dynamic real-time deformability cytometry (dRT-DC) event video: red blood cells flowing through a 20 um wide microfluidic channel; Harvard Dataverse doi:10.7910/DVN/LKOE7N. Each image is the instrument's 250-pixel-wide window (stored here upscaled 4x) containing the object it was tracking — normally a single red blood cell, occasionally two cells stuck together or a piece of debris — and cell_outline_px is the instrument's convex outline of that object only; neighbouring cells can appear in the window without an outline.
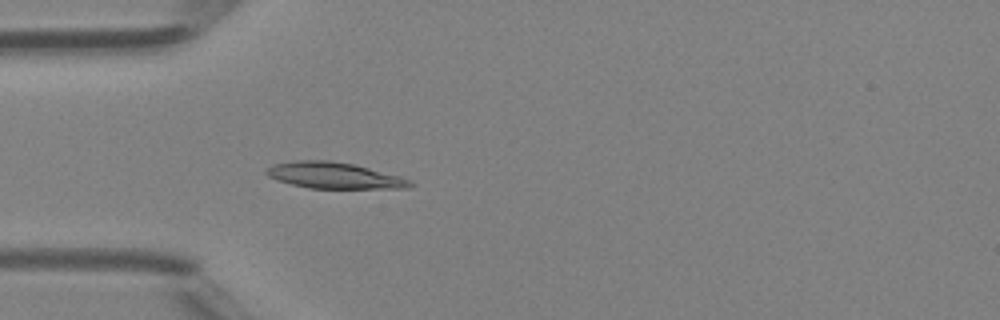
{"species": "Egyptian fruit bat (a non-hibernating species)", "species_latin": "Rousettus aegyptiacus", "temperature_condition": "room temperature", "stored_images_in_passage": 38, "camera_frame_rate_fps": 3000, "um_per_image_px": 0.085, "animal": {"sex": "female"}, "frame": {"image": 1, "passage_image": 5, "time_ms": 1.333, "image_size_px": [1000, 320], "cell_outline_px": [[416, 184], [408, 188], [308, 188], [276, 180], [268, 176], [264, 172], [272, 164], [296, 160], [328, 160], [352, 164], [400, 176], [412, 180]], "centroid_in_image_um": [28.4, 14.91], "position_along_channel_um": 56.6, "area_um2": 21.91}}
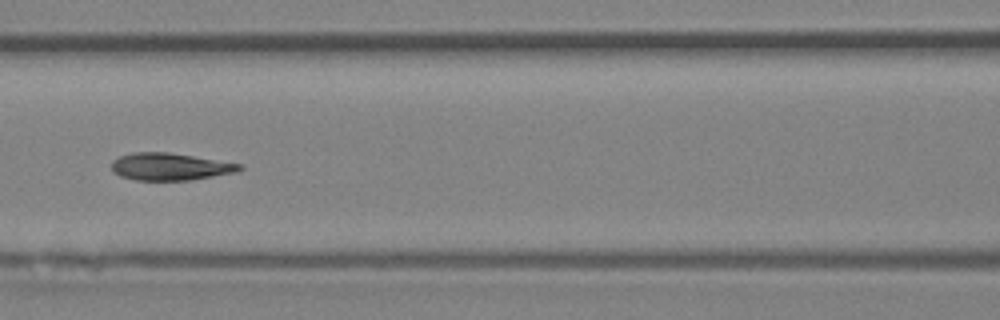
{"frame": {"image": 2, "passage_image": 12, "time_ms": 3.667, "image_size_px": [1000, 320], "cell_outline_px": [[244, 168], [236, 172], [188, 180], [136, 180], [120, 176], [112, 172], [112, 160], [120, 156], [132, 152], [168, 152], [244, 164]], "centroid_in_image_um": [14.45, 14.16], "position_along_channel_um": 152.2, "area_um2": 20.35}}
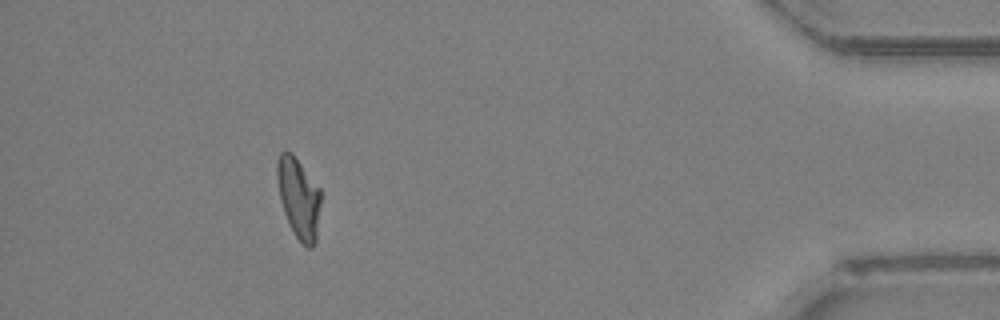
{"frame": {"image": 3, "passage_image": 34, "time_ms": 11.0, "image_size_px": [1000, 320], "cell_outline_px": [[320, 204], [316, 240], [312, 248], [308, 248], [296, 236], [284, 212], [280, 200], [276, 176], [276, 160], [280, 152], [292, 152], [320, 188]], "centroid_in_image_um": [25.38, 16.78], "position_along_channel_um": 409.8, "area_um2": 20.35}, "authors_computed_cell_mechanics": {"area_um2": 20.7791, "velocity_mm_per_s": 4.3187, "shape_relaxation_time_tau1_ms": 7.3111, "shape_relaxation_time_tau2_ms": 1.4595, "deformation_change_tau1": 0.2012, "deformation_change_tau2": 0.0613}}